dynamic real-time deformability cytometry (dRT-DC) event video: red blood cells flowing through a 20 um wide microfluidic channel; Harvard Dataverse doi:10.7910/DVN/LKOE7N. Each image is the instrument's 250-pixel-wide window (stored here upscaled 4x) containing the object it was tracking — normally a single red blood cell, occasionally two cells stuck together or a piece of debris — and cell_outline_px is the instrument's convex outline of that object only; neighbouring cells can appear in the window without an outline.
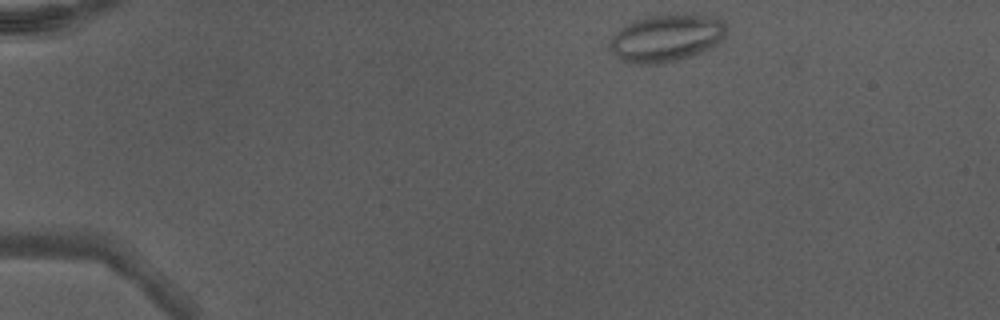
{"species": "Egyptian fruit bat (a non-hibernating species)", "species_latin": "Rousettus aegyptiacus", "temperature_condition": "warm", "stored_images_in_passage": 41, "camera_frame_rate_fps": 3000, "um_per_image_px": 0.085, "animal": {"sex": "male"}, "frame": {"image": 1, "passage_image": 1, "time_ms": 0.0, "image_size_px": [1000, 320], "cell_outline_px": [[724, 36], [712, 48], [680, 60], [660, 64], [628, 64], [620, 60], [608, 48], [608, 44], [612, 36], [620, 28], [636, 20], [652, 16], [684, 12], [720, 16], [724, 20]], "centroid_in_image_um": [56.65, 3.22], "position_along_channel_um": 28.4, "area_um2": 32.89}}
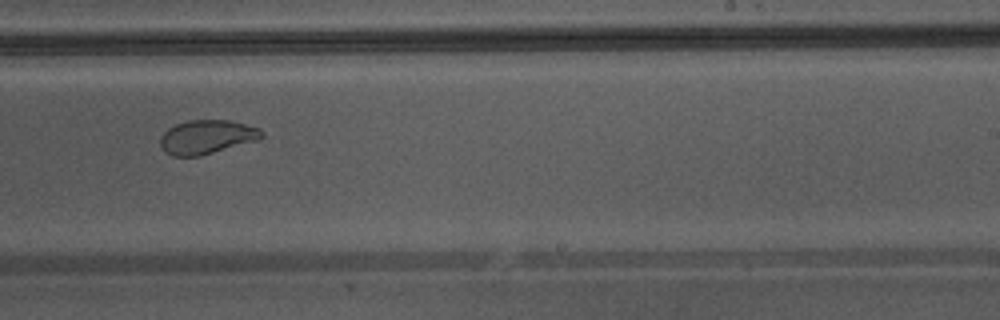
{"frame": {"image": 2, "passage_image": 24, "time_ms": 7.667, "image_size_px": [1000, 320], "cell_outline_px": [[264, 136], [260, 140], [200, 156], [172, 156], [164, 152], [160, 144], [160, 136], [168, 128], [176, 124], [188, 120], [228, 120], [260, 128], [264, 132]], "centroid_in_image_um": [17.59, 11.65], "position_along_channel_um": 271.4, "area_um2": 20.29}, "authors_computed_cell_mechanics": {"area_um2": 26.1834, "velocity_mm_per_s": 4.3668, "shape_relaxation_time_tau1_ms": null, "shape_relaxation_time_tau2_ms": 0.9924, "deformation_change_tau1": null, "deformation_change_tau2": 0.0643}}